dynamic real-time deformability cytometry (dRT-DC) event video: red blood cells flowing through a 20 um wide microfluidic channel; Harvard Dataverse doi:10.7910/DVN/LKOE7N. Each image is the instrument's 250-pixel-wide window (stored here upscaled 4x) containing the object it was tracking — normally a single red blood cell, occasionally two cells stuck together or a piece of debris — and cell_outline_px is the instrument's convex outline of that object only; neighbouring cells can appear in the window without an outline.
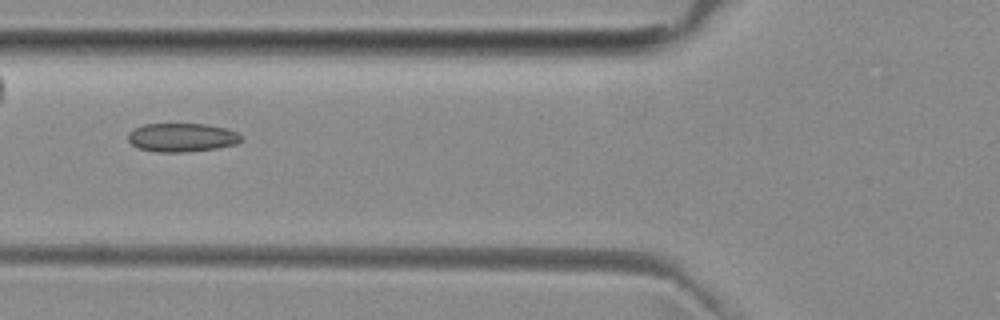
{"species": "common noctule bat (a hibernating species)", "species_latin": "Nyctalus noctula", "temperature_condition": "room temperature", "stored_images_in_passage": 6, "camera_frame_rate_fps": 3000, "um_per_image_px": 0.085, "animal": {"sex": "female", "body_mass_g": 29.2, "forearm_length_mm": 56.3}, "frame": {"image": 1, "passage_image": 6, "time_ms": 5.667, "image_size_px": [1000, 320], "cell_outline_px": [[244, 140], [236, 144], [216, 148], [184, 152], [156, 152], [136, 148], [128, 140], [128, 132], [144, 124], [208, 124], [224, 128], [236, 132]], "centroid_in_image_um": [15.44, 11.69], "position_along_channel_um": 110.4, "area_um2": 18.9}}